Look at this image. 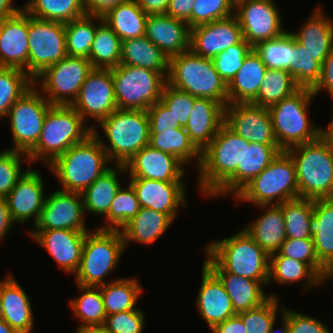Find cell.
<instances>
[{"instance_id":"obj_60","label":"cell","mask_w":333,"mask_h":333,"mask_svg":"<svg viewBox=\"0 0 333 333\" xmlns=\"http://www.w3.org/2000/svg\"><path fill=\"white\" fill-rule=\"evenodd\" d=\"M147 112L150 130H166L181 127L178 122H175L171 111L161 100L149 107Z\"/></svg>"},{"instance_id":"obj_65","label":"cell","mask_w":333,"mask_h":333,"mask_svg":"<svg viewBox=\"0 0 333 333\" xmlns=\"http://www.w3.org/2000/svg\"><path fill=\"white\" fill-rule=\"evenodd\" d=\"M14 224L16 223L11 218L6 197H0V241L7 236Z\"/></svg>"},{"instance_id":"obj_45","label":"cell","mask_w":333,"mask_h":333,"mask_svg":"<svg viewBox=\"0 0 333 333\" xmlns=\"http://www.w3.org/2000/svg\"><path fill=\"white\" fill-rule=\"evenodd\" d=\"M77 286L82 293L70 300L69 304L73 314L80 320L77 329L88 326H103L107 315L101 289L94 286Z\"/></svg>"},{"instance_id":"obj_55","label":"cell","mask_w":333,"mask_h":333,"mask_svg":"<svg viewBox=\"0 0 333 333\" xmlns=\"http://www.w3.org/2000/svg\"><path fill=\"white\" fill-rule=\"evenodd\" d=\"M23 158L29 162L27 153L7 149L0 152V197H6L26 173L21 171Z\"/></svg>"},{"instance_id":"obj_72","label":"cell","mask_w":333,"mask_h":333,"mask_svg":"<svg viewBox=\"0 0 333 333\" xmlns=\"http://www.w3.org/2000/svg\"><path fill=\"white\" fill-rule=\"evenodd\" d=\"M330 279H333V269L327 272V274L323 278V282L331 281Z\"/></svg>"},{"instance_id":"obj_43","label":"cell","mask_w":333,"mask_h":333,"mask_svg":"<svg viewBox=\"0 0 333 333\" xmlns=\"http://www.w3.org/2000/svg\"><path fill=\"white\" fill-rule=\"evenodd\" d=\"M23 9L31 17L61 23L86 14L82 0H29Z\"/></svg>"},{"instance_id":"obj_46","label":"cell","mask_w":333,"mask_h":333,"mask_svg":"<svg viewBox=\"0 0 333 333\" xmlns=\"http://www.w3.org/2000/svg\"><path fill=\"white\" fill-rule=\"evenodd\" d=\"M98 16L85 14L65 23V38L67 55L89 59L97 24Z\"/></svg>"},{"instance_id":"obj_15","label":"cell","mask_w":333,"mask_h":333,"mask_svg":"<svg viewBox=\"0 0 333 333\" xmlns=\"http://www.w3.org/2000/svg\"><path fill=\"white\" fill-rule=\"evenodd\" d=\"M72 107L87 124L90 117L99 123L118 109L111 70L93 68Z\"/></svg>"},{"instance_id":"obj_41","label":"cell","mask_w":333,"mask_h":333,"mask_svg":"<svg viewBox=\"0 0 333 333\" xmlns=\"http://www.w3.org/2000/svg\"><path fill=\"white\" fill-rule=\"evenodd\" d=\"M99 24L91 46L89 61L93 68L111 69L121 61V39L112 28L98 16Z\"/></svg>"},{"instance_id":"obj_34","label":"cell","mask_w":333,"mask_h":333,"mask_svg":"<svg viewBox=\"0 0 333 333\" xmlns=\"http://www.w3.org/2000/svg\"><path fill=\"white\" fill-rule=\"evenodd\" d=\"M173 221L168 214L157 212L151 208H140L135 217L120 230L125 248L132 241L153 244L166 232Z\"/></svg>"},{"instance_id":"obj_17","label":"cell","mask_w":333,"mask_h":333,"mask_svg":"<svg viewBox=\"0 0 333 333\" xmlns=\"http://www.w3.org/2000/svg\"><path fill=\"white\" fill-rule=\"evenodd\" d=\"M82 195L58 189L45 198L38 222L30 230H57L88 232L85 225Z\"/></svg>"},{"instance_id":"obj_64","label":"cell","mask_w":333,"mask_h":333,"mask_svg":"<svg viewBox=\"0 0 333 333\" xmlns=\"http://www.w3.org/2000/svg\"><path fill=\"white\" fill-rule=\"evenodd\" d=\"M211 331L212 333H246L243 321L237 314L215 325Z\"/></svg>"},{"instance_id":"obj_48","label":"cell","mask_w":333,"mask_h":333,"mask_svg":"<svg viewBox=\"0 0 333 333\" xmlns=\"http://www.w3.org/2000/svg\"><path fill=\"white\" fill-rule=\"evenodd\" d=\"M33 85V79L24 70L0 67V120L7 117L13 104Z\"/></svg>"},{"instance_id":"obj_29","label":"cell","mask_w":333,"mask_h":333,"mask_svg":"<svg viewBox=\"0 0 333 333\" xmlns=\"http://www.w3.org/2000/svg\"><path fill=\"white\" fill-rule=\"evenodd\" d=\"M1 317L17 333H30L34 317L29 297L13 275L0 280Z\"/></svg>"},{"instance_id":"obj_38","label":"cell","mask_w":333,"mask_h":333,"mask_svg":"<svg viewBox=\"0 0 333 333\" xmlns=\"http://www.w3.org/2000/svg\"><path fill=\"white\" fill-rule=\"evenodd\" d=\"M102 17L121 41L145 35L148 15L140 8L136 0L122 2Z\"/></svg>"},{"instance_id":"obj_58","label":"cell","mask_w":333,"mask_h":333,"mask_svg":"<svg viewBox=\"0 0 333 333\" xmlns=\"http://www.w3.org/2000/svg\"><path fill=\"white\" fill-rule=\"evenodd\" d=\"M145 315L139 308L107 315L103 327L110 333H143Z\"/></svg>"},{"instance_id":"obj_44","label":"cell","mask_w":333,"mask_h":333,"mask_svg":"<svg viewBox=\"0 0 333 333\" xmlns=\"http://www.w3.org/2000/svg\"><path fill=\"white\" fill-rule=\"evenodd\" d=\"M300 86L292 75L281 69H267L258 90L257 97L251 102L269 108L296 92Z\"/></svg>"},{"instance_id":"obj_57","label":"cell","mask_w":333,"mask_h":333,"mask_svg":"<svg viewBox=\"0 0 333 333\" xmlns=\"http://www.w3.org/2000/svg\"><path fill=\"white\" fill-rule=\"evenodd\" d=\"M197 98L187 92L175 89L166 83L160 100L171 111L175 122H178L181 127L185 128Z\"/></svg>"},{"instance_id":"obj_70","label":"cell","mask_w":333,"mask_h":333,"mask_svg":"<svg viewBox=\"0 0 333 333\" xmlns=\"http://www.w3.org/2000/svg\"><path fill=\"white\" fill-rule=\"evenodd\" d=\"M281 319H282L281 328L275 329V322H274V324L271 326L268 333H279V332L280 333H290V328H289L287 320L282 315H281Z\"/></svg>"},{"instance_id":"obj_33","label":"cell","mask_w":333,"mask_h":333,"mask_svg":"<svg viewBox=\"0 0 333 333\" xmlns=\"http://www.w3.org/2000/svg\"><path fill=\"white\" fill-rule=\"evenodd\" d=\"M310 232L318 260L333 269V198L315 199Z\"/></svg>"},{"instance_id":"obj_47","label":"cell","mask_w":333,"mask_h":333,"mask_svg":"<svg viewBox=\"0 0 333 333\" xmlns=\"http://www.w3.org/2000/svg\"><path fill=\"white\" fill-rule=\"evenodd\" d=\"M282 208L287 238H312L310 219L313 216L314 200L297 198L279 204Z\"/></svg>"},{"instance_id":"obj_42","label":"cell","mask_w":333,"mask_h":333,"mask_svg":"<svg viewBox=\"0 0 333 333\" xmlns=\"http://www.w3.org/2000/svg\"><path fill=\"white\" fill-rule=\"evenodd\" d=\"M141 284L134 278H118L101 289L106 315L137 309L136 303L143 292Z\"/></svg>"},{"instance_id":"obj_63","label":"cell","mask_w":333,"mask_h":333,"mask_svg":"<svg viewBox=\"0 0 333 333\" xmlns=\"http://www.w3.org/2000/svg\"><path fill=\"white\" fill-rule=\"evenodd\" d=\"M127 0H82L86 14L103 16L110 9Z\"/></svg>"},{"instance_id":"obj_4","label":"cell","mask_w":333,"mask_h":333,"mask_svg":"<svg viewBox=\"0 0 333 333\" xmlns=\"http://www.w3.org/2000/svg\"><path fill=\"white\" fill-rule=\"evenodd\" d=\"M109 164L105 150L92 133L83 142L73 145L56 158L48 167L60 182L61 190L82 194L110 168Z\"/></svg>"},{"instance_id":"obj_8","label":"cell","mask_w":333,"mask_h":333,"mask_svg":"<svg viewBox=\"0 0 333 333\" xmlns=\"http://www.w3.org/2000/svg\"><path fill=\"white\" fill-rule=\"evenodd\" d=\"M239 201L258 205H276L299 198L296 167L290 154L283 150L273 161L235 196Z\"/></svg>"},{"instance_id":"obj_35","label":"cell","mask_w":333,"mask_h":333,"mask_svg":"<svg viewBox=\"0 0 333 333\" xmlns=\"http://www.w3.org/2000/svg\"><path fill=\"white\" fill-rule=\"evenodd\" d=\"M120 64L138 66L161 73H169V57L145 35L121 41Z\"/></svg>"},{"instance_id":"obj_28","label":"cell","mask_w":333,"mask_h":333,"mask_svg":"<svg viewBox=\"0 0 333 333\" xmlns=\"http://www.w3.org/2000/svg\"><path fill=\"white\" fill-rule=\"evenodd\" d=\"M225 106L207 98H197L185 130L194 145L202 151L225 123Z\"/></svg>"},{"instance_id":"obj_23","label":"cell","mask_w":333,"mask_h":333,"mask_svg":"<svg viewBox=\"0 0 333 333\" xmlns=\"http://www.w3.org/2000/svg\"><path fill=\"white\" fill-rule=\"evenodd\" d=\"M185 165L175 156L152 148L143 147L126 164L129 178H145L165 182H183Z\"/></svg>"},{"instance_id":"obj_71","label":"cell","mask_w":333,"mask_h":333,"mask_svg":"<svg viewBox=\"0 0 333 333\" xmlns=\"http://www.w3.org/2000/svg\"><path fill=\"white\" fill-rule=\"evenodd\" d=\"M0 333H17L7 322L0 319Z\"/></svg>"},{"instance_id":"obj_11","label":"cell","mask_w":333,"mask_h":333,"mask_svg":"<svg viewBox=\"0 0 333 333\" xmlns=\"http://www.w3.org/2000/svg\"><path fill=\"white\" fill-rule=\"evenodd\" d=\"M118 109L145 110L160 101L167 79L159 72L119 64L111 68Z\"/></svg>"},{"instance_id":"obj_26","label":"cell","mask_w":333,"mask_h":333,"mask_svg":"<svg viewBox=\"0 0 333 333\" xmlns=\"http://www.w3.org/2000/svg\"><path fill=\"white\" fill-rule=\"evenodd\" d=\"M202 266V280L195 303L198 313L211 330L237 313L223 284L204 264Z\"/></svg>"},{"instance_id":"obj_14","label":"cell","mask_w":333,"mask_h":333,"mask_svg":"<svg viewBox=\"0 0 333 333\" xmlns=\"http://www.w3.org/2000/svg\"><path fill=\"white\" fill-rule=\"evenodd\" d=\"M28 40V75L32 79L67 56L65 23L29 15Z\"/></svg>"},{"instance_id":"obj_3","label":"cell","mask_w":333,"mask_h":333,"mask_svg":"<svg viewBox=\"0 0 333 333\" xmlns=\"http://www.w3.org/2000/svg\"><path fill=\"white\" fill-rule=\"evenodd\" d=\"M98 124L109 145L100 137L97 127H93L92 133L98 138L110 162L115 161V165L125 166L136 153L149 145V118L145 110L116 109Z\"/></svg>"},{"instance_id":"obj_13","label":"cell","mask_w":333,"mask_h":333,"mask_svg":"<svg viewBox=\"0 0 333 333\" xmlns=\"http://www.w3.org/2000/svg\"><path fill=\"white\" fill-rule=\"evenodd\" d=\"M33 85L10 108V128L14 146L7 150L28 153L38 142L50 102Z\"/></svg>"},{"instance_id":"obj_37","label":"cell","mask_w":333,"mask_h":333,"mask_svg":"<svg viewBox=\"0 0 333 333\" xmlns=\"http://www.w3.org/2000/svg\"><path fill=\"white\" fill-rule=\"evenodd\" d=\"M213 274L223 284L237 314L260 306L271 296L263 291V285L268 281L252 280L232 273Z\"/></svg>"},{"instance_id":"obj_39","label":"cell","mask_w":333,"mask_h":333,"mask_svg":"<svg viewBox=\"0 0 333 333\" xmlns=\"http://www.w3.org/2000/svg\"><path fill=\"white\" fill-rule=\"evenodd\" d=\"M292 284L304 280V290L326 284L323 279L307 264L296 259L282 256L279 252L270 255L269 282ZM309 288V289H308Z\"/></svg>"},{"instance_id":"obj_21","label":"cell","mask_w":333,"mask_h":333,"mask_svg":"<svg viewBox=\"0 0 333 333\" xmlns=\"http://www.w3.org/2000/svg\"><path fill=\"white\" fill-rule=\"evenodd\" d=\"M243 40L235 15L191 28L190 49L197 55L213 58Z\"/></svg>"},{"instance_id":"obj_6","label":"cell","mask_w":333,"mask_h":333,"mask_svg":"<svg viewBox=\"0 0 333 333\" xmlns=\"http://www.w3.org/2000/svg\"><path fill=\"white\" fill-rule=\"evenodd\" d=\"M244 138L225 124L201 151L197 186L199 193L210 197L241 166Z\"/></svg>"},{"instance_id":"obj_67","label":"cell","mask_w":333,"mask_h":333,"mask_svg":"<svg viewBox=\"0 0 333 333\" xmlns=\"http://www.w3.org/2000/svg\"><path fill=\"white\" fill-rule=\"evenodd\" d=\"M15 0H0V20L14 16L23 10V6L17 7Z\"/></svg>"},{"instance_id":"obj_7","label":"cell","mask_w":333,"mask_h":333,"mask_svg":"<svg viewBox=\"0 0 333 333\" xmlns=\"http://www.w3.org/2000/svg\"><path fill=\"white\" fill-rule=\"evenodd\" d=\"M286 151L295 163L299 198H333V151L320 138Z\"/></svg>"},{"instance_id":"obj_2","label":"cell","mask_w":333,"mask_h":333,"mask_svg":"<svg viewBox=\"0 0 333 333\" xmlns=\"http://www.w3.org/2000/svg\"><path fill=\"white\" fill-rule=\"evenodd\" d=\"M94 125L87 124L72 106L51 105L37 144L27 153L29 165L37 160L50 165L73 145L91 135Z\"/></svg>"},{"instance_id":"obj_22","label":"cell","mask_w":333,"mask_h":333,"mask_svg":"<svg viewBox=\"0 0 333 333\" xmlns=\"http://www.w3.org/2000/svg\"><path fill=\"white\" fill-rule=\"evenodd\" d=\"M129 183L135 189L141 208L168 214L173 220L178 215L179 206L187 204L184 182L129 178Z\"/></svg>"},{"instance_id":"obj_62","label":"cell","mask_w":333,"mask_h":333,"mask_svg":"<svg viewBox=\"0 0 333 333\" xmlns=\"http://www.w3.org/2000/svg\"><path fill=\"white\" fill-rule=\"evenodd\" d=\"M195 0H170L166 15L187 22L191 28V13Z\"/></svg>"},{"instance_id":"obj_31","label":"cell","mask_w":333,"mask_h":333,"mask_svg":"<svg viewBox=\"0 0 333 333\" xmlns=\"http://www.w3.org/2000/svg\"><path fill=\"white\" fill-rule=\"evenodd\" d=\"M265 210L253 223L243 229L269 255L278 252L286 240L282 208L276 205H258Z\"/></svg>"},{"instance_id":"obj_19","label":"cell","mask_w":333,"mask_h":333,"mask_svg":"<svg viewBox=\"0 0 333 333\" xmlns=\"http://www.w3.org/2000/svg\"><path fill=\"white\" fill-rule=\"evenodd\" d=\"M30 167L31 165L6 196L11 218L18 224L33 219V225H35L46 198L43 178L37 170Z\"/></svg>"},{"instance_id":"obj_61","label":"cell","mask_w":333,"mask_h":333,"mask_svg":"<svg viewBox=\"0 0 333 333\" xmlns=\"http://www.w3.org/2000/svg\"><path fill=\"white\" fill-rule=\"evenodd\" d=\"M321 90H325L327 94H330V98L333 101V49L322 63V71L320 80L312 88V92L316 97Z\"/></svg>"},{"instance_id":"obj_73","label":"cell","mask_w":333,"mask_h":333,"mask_svg":"<svg viewBox=\"0 0 333 333\" xmlns=\"http://www.w3.org/2000/svg\"><path fill=\"white\" fill-rule=\"evenodd\" d=\"M233 7L235 8L237 5L242 4L244 2L252 1V0H231Z\"/></svg>"},{"instance_id":"obj_52","label":"cell","mask_w":333,"mask_h":333,"mask_svg":"<svg viewBox=\"0 0 333 333\" xmlns=\"http://www.w3.org/2000/svg\"><path fill=\"white\" fill-rule=\"evenodd\" d=\"M270 295L260 306L237 314L243 321L246 333H268L276 322L277 310L283 311L284 305L279 304V297L272 293Z\"/></svg>"},{"instance_id":"obj_24","label":"cell","mask_w":333,"mask_h":333,"mask_svg":"<svg viewBox=\"0 0 333 333\" xmlns=\"http://www.w3.org/2000/svg\"><path fill=\"white\" fill-rule=\"evenodd\" d=\"M283 151L278 144H263L244 139L241 166L210 196H235L254 177L259 175Z\"/></svg>"},{"instance_id":"obj_68","label":"cell","mask_w":333,"mask_h":333,"mask_svg":"<svg viewBox=\"0 0 333 333\" xmlns=\"http://www.w3.org/2000/svg\"><path fill=\"white\" fill-rule=\"evenodd\" d=\"M319 138L333 151V117L328 128L320 127Z\"/></svg>"},{"instance_id":"obj_25","label":"cell","mask_w":333,"mask_h":333,"mask_svg":"<svg viewBox=\"0 0 333 333\" xmlns=\"http://www.w3.org/2000/svg\"><path fill=\"white\" fill-rule=\"evenodd\" d=\"M29 14L23 9L0 20V67H13L28 74Z\"/></svg>"},{"instance_id":"obj_40","label":"cell","mask_w":333,"mask_h":333,"mask_svg":"<svg viewBox=\"0 0 333 333\" xmlns=\"http://www.w3.org/2000/svg\"><path fill=\"white\" fill-rule=\"evenodd\" d=\"M149 145L178 158L184 165L196 159L197 168L201 162V151L190 140L185 128L150 130Z\"/></svg>"},{"instance_id":"obj_56","label":"cell","mask_w":333,"mask_h":333,"mask_svg":"<svg viewBox=\"0 0 333 333\" xmlns=\"http://www.w3.org/2000/svg\"><path fill=\"white\" fill-rule=\"evenodd\" d=\"M233 15L231 0H195L191 13V28Z\"/></svg>"},{"instance_id":"obj_36","label":"cell","mask_w":333,"mask_h":333,"mask_svg":"<svg viewBox=\"0 0 333 333\" xmlns=\"http://www.w3.org/2000/svg\"><path fill=\"white\" fill-rule=\"evenodd\" d=\"M124 172L127 173L124 165H116V168L110 167L82 192L85 213L89 212L103 217L108 215L110 203L122 187L118 173L124 174Z\"/></svg>"},{"instance_id":"obj_20","label":"cell","mask_w":333,"mask_h":333,"mask_svg":"<svg viewBox=\"0 0 333 333\" xmlns=\"http://www.w3.org/2000/svg\"><path fill=\"white\" fill-rule=\"evenodd\" d=\"M87 232L66 229L28 230V235L52 256L65 273H76Z\"/></svg>"},{"instance_id":"obj_16","label":"cell","mask_w":333,"mask_h":333,"mask_svg":"<svg viewBox=\"0 0 333 333\" xmlns=\"http://www.w3.org/2000/svg\"><path fill=\"white\" fill-rule=\"evenodd\" d=\"M278 10L273 0H252L237 5L234 15L239 21L243 39L254 47L287 31L282 27Z\"/></svg>"},{"instance_id":"obj_51","label":"cell","mask_w":333,"mask_h":333,"mask_svg":"<svg viewBox=\"0 0 333 333\" xmlns=\"http://www.w3.org/2000/svg\"><path fill=\"white\" fill-rule=\"evenodd\" d=\"M267 69L288 71L292 64V34L285 31L282 35L258 43L253 47Z\"/></svg>"},{"instance_id":"obj_54","label":"cell","mask_w":333,"mask_h":333,"mask_svg":"<svg viewBox=\"0 0 333 333\" xmlns=\"http://www.w3.org/2000/svg\"><path fill=\"white\" fill-rule=\"evenodd\" d=\"M252 49L253 47L243 39L240 43L231 45L212 58L216 71L226 84L242 67L245 57Z\"/></svg>"},{"instance_id":"obj_53","label":"cell","mask_w":333,"mask_h":333,"mask_svg":"<svg viewBox=\"0 0 333 333\" xmlns=\"http://www.w3.org/2000/svg\"><path fill=\"white\" fill-rule=\"evenodd\" d=\"M282 256L307 263L322 279L329 271L319 260L313 238H286L278 251Z\"/></svg>"},{"instance_id":"obj_30","label":"cell","mask_w":333,"mask_h":333,"mask_svg":"<svg viewBox=\"0 0 333 333\" xmlns=\"http://www.w3.org/2000/svg\"><path fill=\"white\" fill-rule=\"evenodd\" d=\"M323 12L319 5L298 32H291L296 41L321 64L333 49V21Z\"/></svg>"},{"instance_id":"obj_50","label":"cell","mask_w":333,"mask_h":333,"mask_svg":"<svg viewBox=\"0 0 333 333\" xmlns=\"http://www.w3.org/2000/svg\"><path fill=\"white\" fill-rule=\"evenodd\" d=\"M322 64L292 35V64L288 72L300 87L313 88L320 80Z\"/></svg>"},{"instance_id":"obj_27","label":"cell","mask_w":333,"mask_h":333,"mask_svg":"<svg viewBox=\"0 0 333 333\" xmlns=\"http://www.w3.org/2000/svg\"><path fill=\"white\" fill-rule=\"evenodd\" d=\"M145 36L169 58L190 50L191 28L166 14L148 15Z\"/></svg>"},{"instance_id":"obj_32","label":"cell","mask_w":333,"mask_h":333,"mask_svg":"<svg viewBox=\"0 0 333 333\" xmlns=\"http://www.w3.org/2000/svg\"><path fill=\"white\" fill-rule=\"evenodd\" d=\"M266 70L260 56L252 49L242 67L227 84L228 104L251 103L257 97Z\"/></svg>"},{"instance_id":"obj_10","label":"cell","mask_w":333,"mask_h":333,"mask_svg":"<svg viewBox=\"0 0 333 333\" xmlns=\"http://www.w3.org/2000/svg\"><path fill=\"white\" fill-rule=\"evenodd\" d=\"M125 249L120 230L96 228L88 231L80 266L75 273L77 285L98 287L106 284L104 278L118 266Z\"/></svg>"},{"instance_id":"obj_5","label":"cell","mask_w":333,"mask_h":333,"mask_svg":"<svg viewBox=\"0 0 333 333\" xmlns=\"http://www.w3.org/2000/svg\"><path fill=\"white\" fill-rule=\"evenodd\" d=\"M167 84L192 96L228 105L227 84L216 71L213 60L191 49L169 58Z\"/></svg>"},{"instance_id":"obj_1","label":"cell","mask_w":333,"mask_h":333,"mask_svg":"<svg viewBox=\"0 0 333 333\" xmlns=\"http://www.w3.org/2000/svg\"><path fill=\"white\" fill-rule=\"evenodd\" d=\"M204 265L212 273H232L257 281H268L270 255L244 229L205 245Z\"/></svg>"},{"instance_id":"obj_18","label":"cell","mask_w":333,"mask_h":333,"mask_svg":"<svg viewBox=\"0 0 333 333\" xmlns=\"http://www.w3.org/2000/svg\"><path fill=\"white\" fill-rule=\"evenodd\" d=\"M235 134L250 142L278 144L269 108L252 103H233L225 108V123Z\"/></svg>"},{"instance_id":"obj_66","label":"cell","mask_w":333,"mask_h":333,"mask_svg":"<svg viewBox=\"0 0 333 333\" xmlns=\"http://www.w3.org/2000/svg\"><path fill=\"white\" fill-rule=\"evenodd\" d=\"M147 15L166 14L170 0H136Z\"/></svg>"},{"instance_id":"obj_49","label":"cell","mask_w":333,"mask_h":333,"mask_svg":"<svg viewBox=\"0 0 333 333\" xmlns=\"http://www.w3.org/2000/svg\"><path fill=\"white\" fill-rule=\"evenodd\" d=\"M139 201L135 189L130 183L124 188L121 187L115 198L110 203L108 215L105 217L107 224L99 225L96 228L121 230L140 210Z\"/></svg>"},{"instance_id":"obj_69","label":"cell","mask_w":333,"mask_h":333,"mask_svg":"<svg viewBox=\"0 0 333 333\" xmlns=\"http://www.w3.org/2000/svg\"><path fill=\"white\" fill-rule=\"evenodd\" d=\"M77 333H110L103 326H88L77 329Z\"/></svg>"},{"instance_id":"obj_59","label":"cell","mask_w":333,"mask_h":333,"mask_svg":"<svg viewBox=\"0 0 333 333\" xmlns=\"http://www.w3.org/2000/svg\"><path fill=\"white\" fill-rule=\"evenodd\" d=\"M281 315L287 320L290 333H331L324 322L285 306Z\"/></svg>"},{"instance_id":"obj_12","label":"cell","mask_w":333,"mask_h":333,"mask_svg":"<svg viewBox=\"0 0 333 333\" xmlns=\"http://www.w3.org/2000/svg\"><path fill=\"white\" fill-rule=\"evenodd\" d=\"M92 70V64L87 58L67 55L44 69L33 82L35 86L39 82V91L51 105L72 106Z\"/></svg>"},{"instance_id":"obj_9","label":"cell","mask_w":333,"mask_h":333,"mask_svg":"<svg viewBox=\"0 0 333 333\" xmlns=\"http://www.w3.org/2000/svg\"><path fill=\"white\" fill-rule=\"evenodd\" d=\"M314 97L311 88L300 87L292 95L269 107L274 135L282 150L319 138L320 127L311 124L308 115Z\"/></svg>"}]
</instances>
